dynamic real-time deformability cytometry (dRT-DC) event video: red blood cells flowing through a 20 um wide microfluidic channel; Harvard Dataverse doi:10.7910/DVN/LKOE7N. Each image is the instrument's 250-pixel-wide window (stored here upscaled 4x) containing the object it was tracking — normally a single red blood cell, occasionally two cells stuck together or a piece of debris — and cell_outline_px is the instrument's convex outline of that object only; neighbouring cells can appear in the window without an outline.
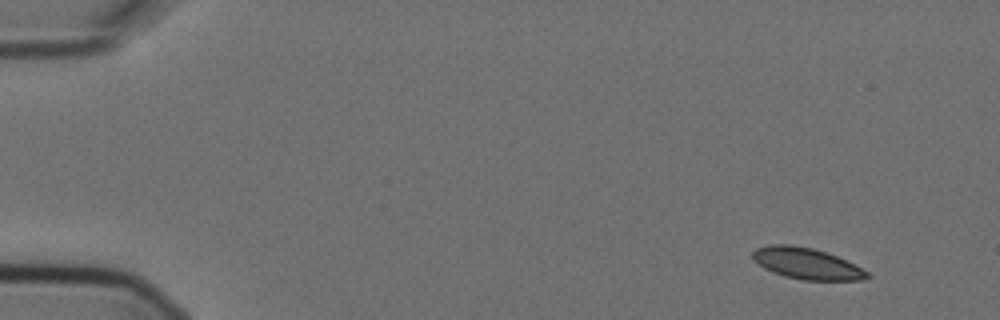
{"species": "Egyptian fruit bat (a non-hibernating species)", "species_latin": "Rousettus aegyptiacus", "temperature_condition": "cold", "stored_images_in_passage": 5, "camera_frame_rate_fps": 3000, "um_per_image_px": 0.085, "animal": {"sex": "female"}, "frame": {"image": 1, "passage_image": 1, "time_ms": 0.0, "image_size_px": [1000, 320], "cell_outline_px": [[872, 276], [860, 280], [804, 280], [784, 276], [772, 272], [764, 268], [752, 260], [752, 252], [756, 248], [768, 244], [792, 244], [812, 248], [836, 256], [868, 272]], "centroid_in_image_um": [68.5, 22.39], "position_along_channel_um": 16.5, "area_um2": 20.75}}
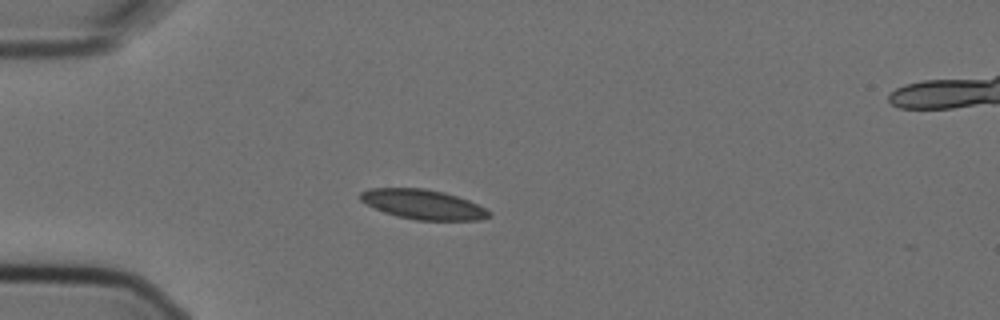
{"frame": {"image": 2, "passage_image": 4, "time_ms": 1.0, "image_size_px": [1000, 320], "cell_outline_px": [[492, 216], [480, 220], [416, 220], [396, 216], [384, 212], [360, 200], [360, 192], [368, 188], [424, 188], [444, 192], [468, 200], [492, 212]], "centroid_in_image_um": [35.97, 17.37], "position_along_channel_um": 49.0, "area_um2": 22.2}}